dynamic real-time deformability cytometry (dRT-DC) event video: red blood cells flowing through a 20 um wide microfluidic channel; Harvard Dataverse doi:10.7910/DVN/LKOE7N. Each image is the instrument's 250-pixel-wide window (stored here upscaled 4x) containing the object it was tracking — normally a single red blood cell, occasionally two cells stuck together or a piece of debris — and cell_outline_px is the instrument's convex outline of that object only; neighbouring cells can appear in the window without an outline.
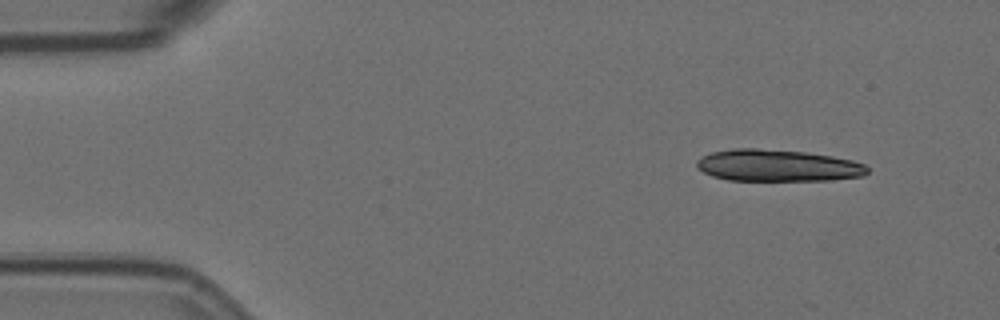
{"species": "Egyptian fruit bat (a non-hibernating species)", "species_latin": "Rousettus aegyptiacus", "temperature_condition": "room temperature", "stored_images_in_passage": 6, "camera_frame_rate_fps": 3000, "um_per_image_px": 0.085, "animal": {"sex": "female"}, "frame": {"image": 1, "passage_image": 1, "time_ms": 0.0, "image_size_px": [1000, 320], "cell_outline_px": [[868, 172], [864, 176], [828, 180], [728, 180], [712, 176], [704, 172], [696, 164], [696, 160], [700, 156], [712, 152], [732, 148], [756, 148], [804, 152], [832, 156], [852, 160], [864, 164], [868, 168]], "centroid_in_image_um": [66.08, 14.06], "position_along_channel_um": 18.9, "area_um2": 31.62}}